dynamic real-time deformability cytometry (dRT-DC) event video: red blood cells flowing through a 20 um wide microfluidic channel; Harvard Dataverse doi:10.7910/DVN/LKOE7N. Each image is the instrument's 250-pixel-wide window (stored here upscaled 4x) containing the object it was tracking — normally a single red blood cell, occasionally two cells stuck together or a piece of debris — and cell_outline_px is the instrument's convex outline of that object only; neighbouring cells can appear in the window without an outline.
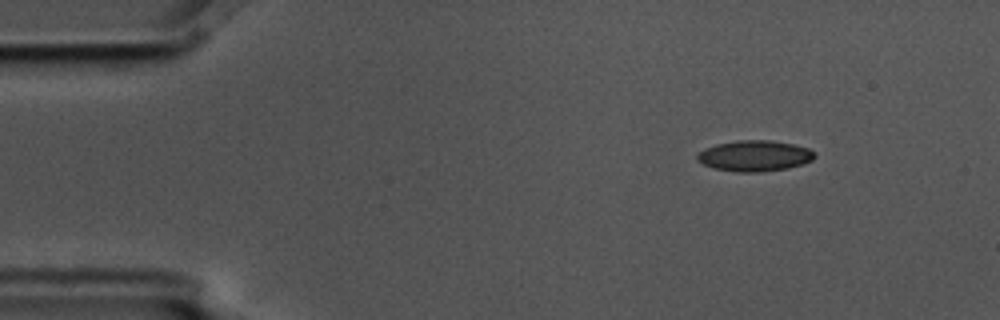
{"species": "common noctule bat (a hibernating species)", "species_latin": "Nyctalus noctula", "temperature_condition": "cold", "stored_images_in_passage": 50, "camera_frame_rate_fps": 3000, "um_per_image_px": 0.085, "animal": {"sex": "male", "body_mass_g": 17.5, "forearm_length_mm": 52.3}, "frame": {"image": 1, "passage_image": 1, "time_ms": 0.0, "image_size_px": [1000, 320], "cell_outline_px": [[816, 156], [812, 160], [804, 164], [788, 168], [760, 172], [736, 172], [712, 168], [696, 160], [696, 156], [704, 148], [716, 144], [736, 140], [768, 140], [792, 144], [808, 148]], "centroid_in_image_um": [64.11, 13.25], "position_along_channel_um": 20.9, "area_um2": 21.15}}
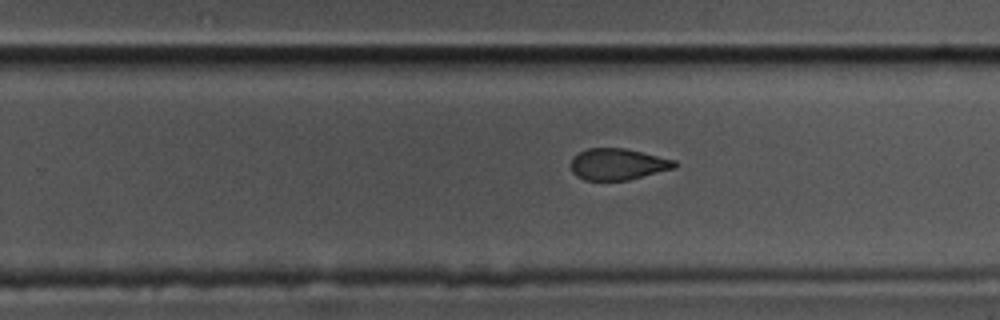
{"frame": {"image": 2, "passage_image": 29, "time_ms": 9.333, "image_size_px": [1000, 320], "cell_outline_px": [[676, 168], [628, 180], [584, 180], [576, 176], [572, 172], [572, 156], [588, 148], [624, 148], [676, 160]], "centroid_in_image_um": [52.51, 13.96], "position_along_channel_um": 277.3, "area_um2": 18.96}}
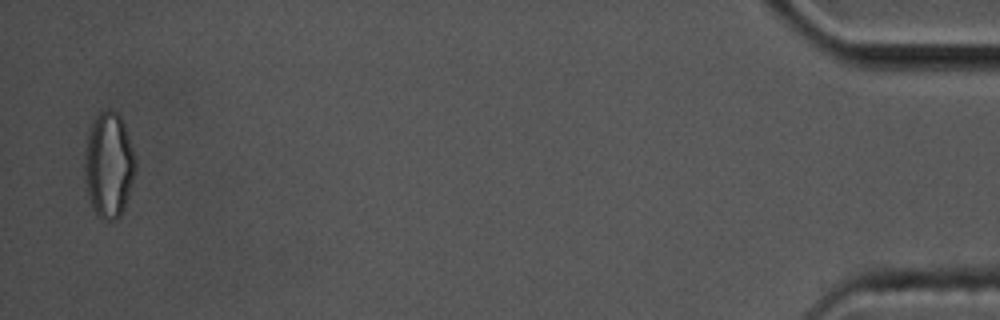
{"frame": {"image": 3, "passage_image": 49, "time_ms": 16.0, "image_size_px": [1000, 320], "cell_outline_px": [[136, 168], [128, 196], [120, 216], [116, 220], [104, 220], [96, 216], [92, 208], [88, 196], [84, 176], [84, 160], [88, 136], [92, 124], [96, 116], [100, 112], [108, 108], [116, 112], [120, 116], [124, 124], [136, 156]], "centroid_in_image_um": [9.25, 14.05], "position_along_channel_um": 426.0, "area_um2": 31.33}, "authors_computed_cell_mechanics": {"area_um2": 20.9814, "velocity_mm_per_s": 3.5751, "shape_relaxation_time_tau1_ms": null, "shape_relaxation_time_tau2_ms": 2.0918, "deformation_change_tau1": null, "deformation_change_tau2": 0.0838}}